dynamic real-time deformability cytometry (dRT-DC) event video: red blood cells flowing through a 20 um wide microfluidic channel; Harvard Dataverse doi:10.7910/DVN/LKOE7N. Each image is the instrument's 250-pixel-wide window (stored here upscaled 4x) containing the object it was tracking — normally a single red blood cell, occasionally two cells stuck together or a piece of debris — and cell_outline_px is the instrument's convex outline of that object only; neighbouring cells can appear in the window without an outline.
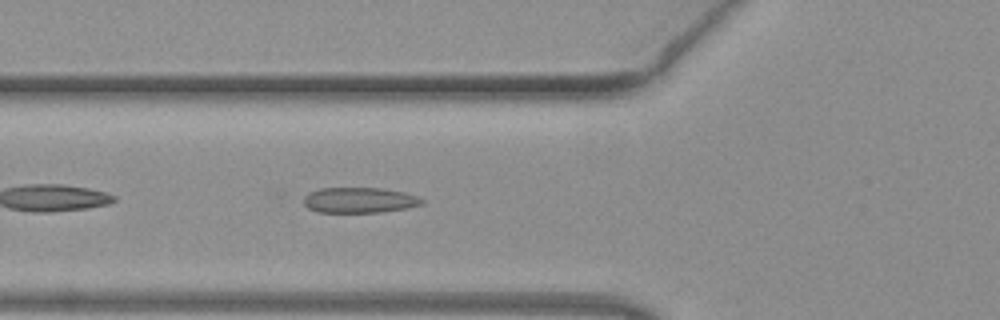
{"species": "common noctule bat (a hibernating species)", "species_latin": "Nyctalus noctula", "temperature_condition": "warm", "stored_images_in_passage": 37, "camera_frame_rate_fps": 3000, "um_per_image_px": 0.085, "animal": {"sex": "female", "body_mass_g": 19.3, "forearm_length_mm": 54.1}, "frame": {"image": 1, "passage_image": 4, "time_ms": 1.0, "image_size_px": [1000, 320], "cell_outline_px": [[424, 204], [408, 208], [380, 212], [320, 212], [308, 208], [304, 204], [304, 196], [320, 188], [380, 188], [404, 192], [420, 196], [424, 200]], "centroid_in_image_um": [30.61, 17.01], "position_along_channel_um": 95.2, "area_um2": 17.57}}
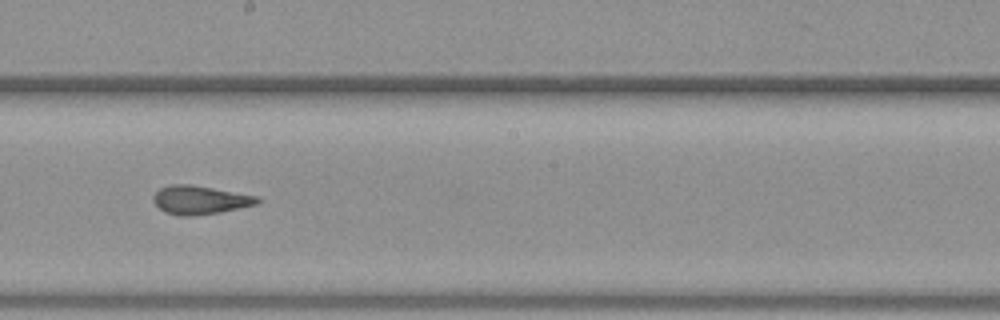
{"frame": {"image": 2, "passage_image": 14, "time_ms": 4.333, "image_size_px": [1000, 320], "cell_outline_px": [[260, 200], [256, 204], [220, 212], [192, 216], [180, 216], [164, 212], [152, 200], [152, 196], [160, 188], [172, 184], [192, 184], [260, 196]], "centroid_in_image_um": [16.99, 16.99], "position_along_channel_um": 231.2, "area_um2": 17.4}}
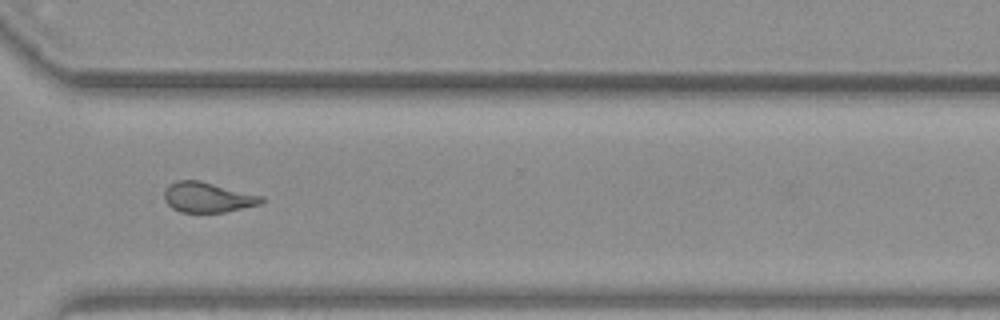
{"frame": {"image": 3, "passage_image": 23, "time_ms": 7.333, "image_size_px": [1000, 320], "cell_outline_px": [[268, 200], [264, 204], [224, 212], [180, 212], [172, 208], [164, 200], [164, 188], [168, 184], [176, 180], [200, 180], [264, 196]], "centroid_in_image_um": [17.69, 16.76], "position_along_channel_um": 352.9, "area_um2": 17.51}, "authors_computed_cell_mechanics": {"area_um2": 17.3978, "velocity_mm_per_s": 4.0778, "shape_relaxation_time_tau1_ms": 10.4726, "shape_relaxation_time_tau2_ms": 2.9162, "deformation_change_tau1": 0.2387, "deformation_change_tau2": 0.0944}}